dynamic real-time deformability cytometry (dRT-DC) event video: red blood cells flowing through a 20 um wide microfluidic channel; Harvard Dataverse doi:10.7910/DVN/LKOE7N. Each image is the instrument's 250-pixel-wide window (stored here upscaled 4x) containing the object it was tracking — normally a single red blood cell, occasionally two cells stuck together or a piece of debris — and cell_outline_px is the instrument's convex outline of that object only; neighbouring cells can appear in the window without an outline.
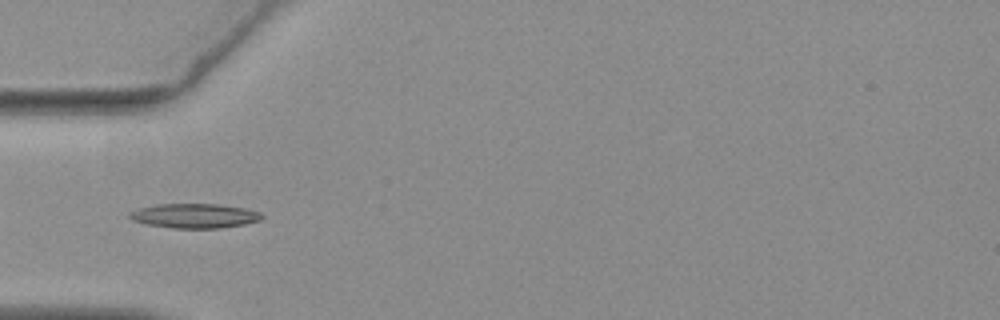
{"species": "common noctule bat (a hibernating species)", "species_latin": "Nyctalus noctula", "temperature_condition": "warm", "stored_images_in_passage": 39, "camera_frame_rate_fps": 3000, "um_per_image_px": 0.085, "animal": {"sex": "female", "body_mass_g": 19.3, "forearm_length_mm": 54.1}, "frame": {"image": 1, "passage_image": 2, "time_ms": 0.333, "image_size_px": [1000, 320], "cell_outline_px": [[264, 216], [260, 220], [244, 224], [220, 228], [172, 228], [148, 224], [132, 220], [128, 216], [128, 212], [136, 208], [156, 204], [220, 204], [244, 208], [260, 212]], "centroid_in_image_um": [16.5, 18.33], "position_along_channel_um": 68.5, "area_um2": 18.96}}
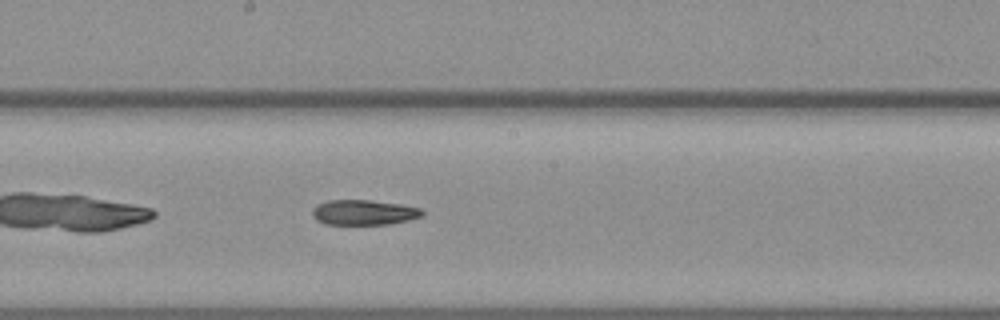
{"frame": {"image": 2, "passage_image": 14, "time_ms": 4.333, "image_size_px": [1000, 320], "cell_outline_px": [[424, 216], [408, 220], [388, 224], [324, 224], [316, 220], [312, 212], [312, 208], [316, 204], [328, 200], [368, 200], [400, 204], [420, 208], [424, 212]], "centroid_in_image_um": [30.91, 18.05], "position_along_channel_um": 217.3, "area_um2": 16.13}}
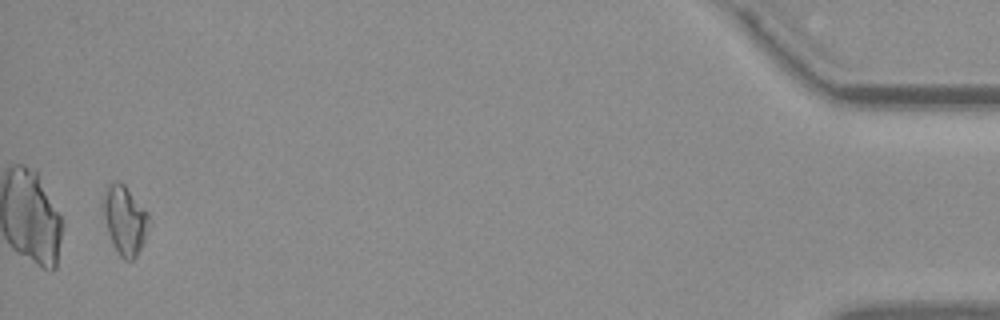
{"frame": {"image": 3, "passage_image": 38, "time_ms": 12.333, "image_size_px": [1000, 320], "cell_outline_px": [[148, 220], [144, 240], [136, 256], [132, 260], [124, 260], [120, 256], [112, 244], [100, 208], [100, 204], [104, 192], [108, 184], [116, 180], [124, 184], [148, 212]], "centroid_in_image_um": [10.54, 18.67], "position_along_channel_um": 424.7, "area_um2": 18.44}}